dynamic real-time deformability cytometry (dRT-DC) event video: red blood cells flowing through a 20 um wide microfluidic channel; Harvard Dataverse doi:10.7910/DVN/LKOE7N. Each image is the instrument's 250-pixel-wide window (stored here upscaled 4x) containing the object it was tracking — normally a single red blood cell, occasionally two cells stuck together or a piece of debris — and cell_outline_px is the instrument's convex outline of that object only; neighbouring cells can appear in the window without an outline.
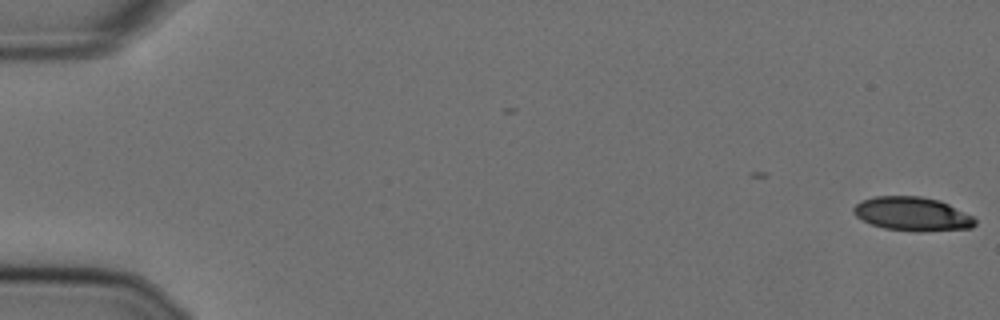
{"species": "Egyptian fruit bat (a non-hibernating species)", "species_latin": "Rousettus aegyptiacus", "temperature_condition": "cold", "stored_images_in_passage": 52, "camera_frame_rate_fps": 3000, "um_per_image_px": 0.085, "animal": {"sex": "female"}, "frame": {"image": 1, "passage_image": 1, "time_ms": 0.0, "image_size_px": [1000, 320], "cell_outline_px": [[976, 224], [972, 228], [920, 232], [884, 228], [872, 224], [856, 216], [852, 212], [852, 208], [860, 200], [876, 196], [920, 196], [940, 200], [972, 216], [976, 220]], "centroid_in_image_um": [77.54, 18.18], "position_along_channel_um": 7.5, "area_um2": 23.99}}
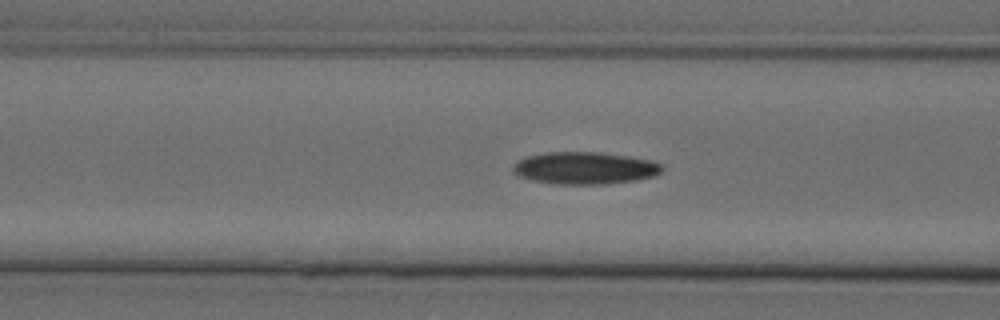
{"frame": {"image": 2, "passage_image": 23, "time_ms": 7.333, "image_size_px": [1000, 320], "cell_outline_px": [[664, 168], [656, 176], [636, 180], [604, 184], [552, 184], [532, 180], [516, 176], [512, 172], [512, 164], [516, 160], [528, 156], [548, 152], [600, 152], [628, 156], [652, 160], [664, 164]], "centroid_in_image_um": [49.69, 14.29], "position_along_channel_um": 116.9, "area_um2": 28.44}}
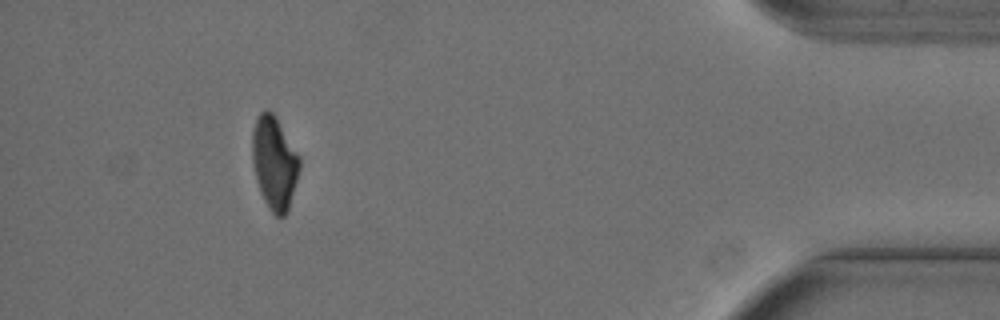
{"frame": {"image": 3, "passage_image": 52, "time_ms": 17.0, "image_size_px": [1000, 320], "cell_outline_px": [[300, 168], [288, 208], [284, 216], [276, 216], [272, 212], [264, 200], [260, 192], [252, 160], [252, 132], [256, 120], [260, 112], [264, 108], [268, 108], [272, 112], [300, 156]], "centroid_in_image_um": [23.31, 13.8], "position_along_channel_um": 411.9, "area_um2": 25.26}, "authors_computed_cell_mechanics": {"area_um2": 26.7036, "velocity_mm_per_s": 3.6167, "shape_relaxation_time_tau1_ms": 5.8574, "shape_relaxation_time_tau2_ms": null, "deformation_change_tau1": 0.1707, "deformation_change_tau2": null}}